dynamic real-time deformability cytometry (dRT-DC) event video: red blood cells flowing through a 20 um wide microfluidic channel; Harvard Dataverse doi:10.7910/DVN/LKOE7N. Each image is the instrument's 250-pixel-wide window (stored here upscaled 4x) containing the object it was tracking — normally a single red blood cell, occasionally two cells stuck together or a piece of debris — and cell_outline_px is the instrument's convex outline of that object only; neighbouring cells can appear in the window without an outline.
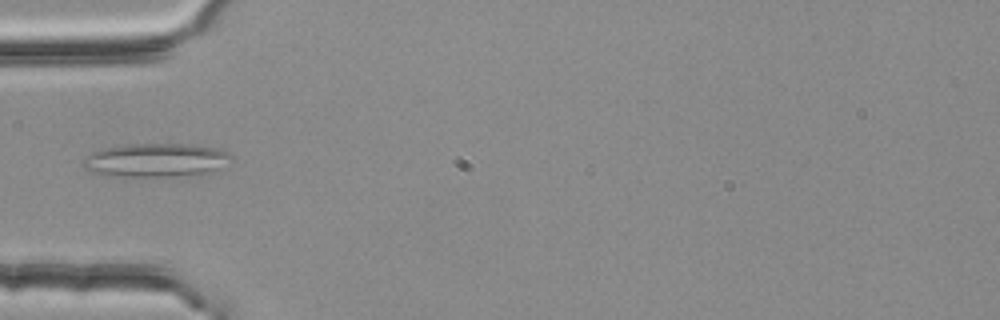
{"species": "common noctule bat (a hibernating species)", "species_latin": "Nyctalus noctula", "temperature_condition": "room temperature", "stored_images_in_passage": 5, "camera_frame_rate_fps": 3000, "um_per_image_px": 0.085, "animal": {"sex": "female", "body_mass_g": 25.1}, "frame": {"image": 1, "passage_image": 1, "time_ms": 0.0, "image_size_px": [1000, 320], "cell_outline_px": [[232, 156], [212, 172], [168, 176], [104, 176], [92, 172], [84, 168], [80, 164], [84, 156], [92, 152], [104, 148], [128, 144], [188, 144], [216, 148], [228, 152]], "centroid_in_image_um": [13.12, 13.61], "position_along_channel_um": 71.9, "area_um2": 28.84}}